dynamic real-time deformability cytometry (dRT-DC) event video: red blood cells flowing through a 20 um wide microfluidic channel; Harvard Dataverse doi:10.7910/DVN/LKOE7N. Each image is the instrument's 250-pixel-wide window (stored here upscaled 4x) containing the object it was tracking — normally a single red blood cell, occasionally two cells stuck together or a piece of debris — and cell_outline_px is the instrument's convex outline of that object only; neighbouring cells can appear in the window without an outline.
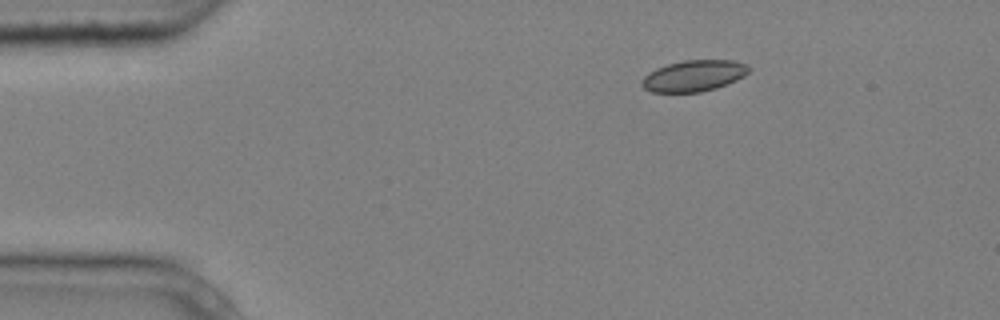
{"species": "common noctule bat (a hibernating species)", "species_latin": "Nyctalus noctula", "temperature_condition": "cold", "stored_images_in_passage": 3, "camera_frame_rate_fps": 3000, "um_per_image_px": 0.085, "animal": {"sex": "male", "body_mass_g": 20.4}, "frame": {"image": 1, "passage_image": 1, "time_ms": 0.0, "image_size_px": [1000, 320], "cell_outline_px": [[752, 68], [744, 76], [736, 80], [716, 88], [700, 92], [652, 92], [644, 88], [640, 84], [640, 80], [648, 72], [656, 68], [668, 64], [684, 60], [732, 60], [748, 64]], "centroid_in_image_um": [58.97, 6.44], "position_along_channel_um": 26.0, "area_um2": 19.59}}